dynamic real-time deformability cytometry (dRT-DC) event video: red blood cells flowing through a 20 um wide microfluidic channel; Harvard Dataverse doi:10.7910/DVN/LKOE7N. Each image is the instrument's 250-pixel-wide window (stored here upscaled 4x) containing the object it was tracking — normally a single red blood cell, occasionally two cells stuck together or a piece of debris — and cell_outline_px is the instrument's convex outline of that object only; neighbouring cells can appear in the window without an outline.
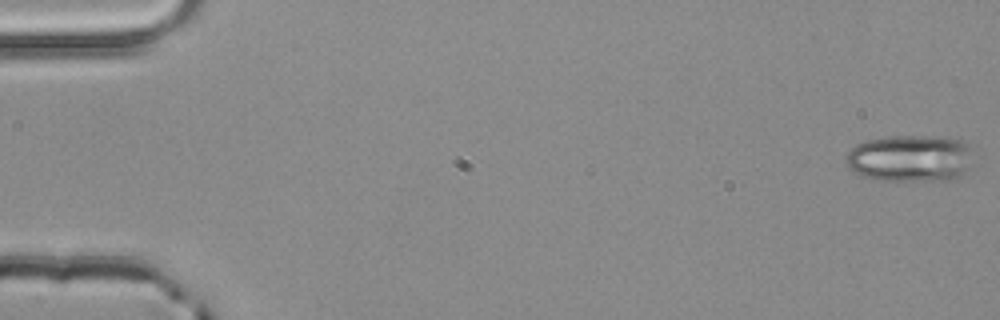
{"species": "common noctule bat (a hibernating species)", "species_latin": "Nyctalus noctula", "temperature_condition": "room temperature", "stored_images_in_passage": 4, "camera_frame_rate_fps": 3000, "um_per_image_px": 0.085, "animal": {"sex": "male", "body_mass_g": 20.4}, "frame": {"image": 1, "passage_image": 1, "time_ms": 0.0, "image_size_px": [1000, 320], "cell_outline_px": [[968, 168], [960, 176], [948, 180], [876, 180], [860, 176], [852, 172], [844, 160], [848, 152], [856, 144], [868, 140], [888, 136], [940, 136], [964, 140], [968, 144]], "centroid_in_image_um": [77.29, 13.45], "position_along_channel_um": 7.7, "area_um2": 34.8}}